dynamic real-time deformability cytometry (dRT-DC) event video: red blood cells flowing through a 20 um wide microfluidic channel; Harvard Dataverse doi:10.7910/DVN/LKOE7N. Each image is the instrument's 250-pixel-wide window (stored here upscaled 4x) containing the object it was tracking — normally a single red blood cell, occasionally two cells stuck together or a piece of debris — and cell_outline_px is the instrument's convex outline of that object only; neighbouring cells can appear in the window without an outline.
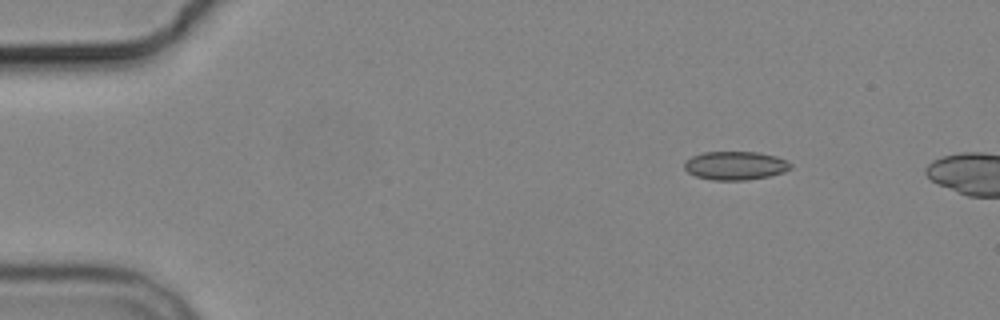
{"species": "common noctule bat (a hibernating species)", "species_latin": "Nyctalus noctula", "temperature_condition": "cold", "stored_images_in_passage": 2, "camera_frame_rate_fps": 3000, "um_per_image_px": 0.085, "animal": {"sex": "male", "body_mass_g": 19.2, "forearm_length_mm": 51.8}, "frame": {"image": 1, "passage_image": 1, "time_ms": 0.0, "image_size_px": [1000, 320], "cell_outline_px": [[792, 168], [784, 172], [768, 176], [744, 180], [712, 180], [696, 176], [688, 172], [684, 168], [684, 164], [692, 156], [704, 152], [756, 152], [776, 156], [788, 160], [792, 164]], "centroid_in_image_um": [62.53, 14.07], "position_along_channel_um": 22.5, "area_um2": 17.63}}